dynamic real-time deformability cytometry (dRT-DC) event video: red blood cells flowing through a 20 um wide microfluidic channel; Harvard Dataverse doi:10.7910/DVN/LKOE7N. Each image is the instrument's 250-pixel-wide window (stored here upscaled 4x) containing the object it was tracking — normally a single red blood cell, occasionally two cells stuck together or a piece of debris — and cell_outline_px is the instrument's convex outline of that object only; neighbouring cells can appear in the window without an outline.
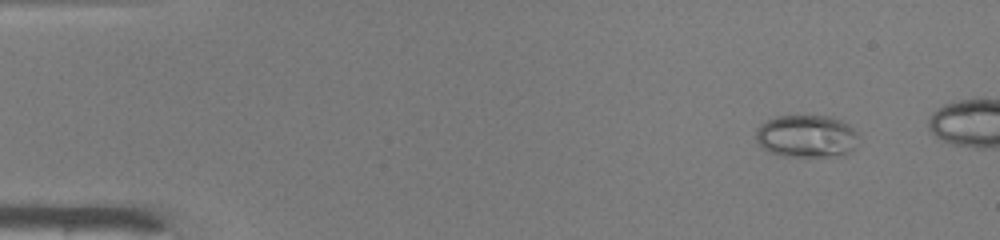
{"species": "common noctule bat (a hibernating species)", "species_latin": "Nyctalus noctula", "temperature_condition": "warm", "stored_images_in_passage": 41, "camera_frame_rate_fps": 3000, "um_per_image_px": 0.085, "animal": {"sex": "male", "body_mass_g": 19.0, "forearm_length_mm": 50.8}, "frame": {"image": 1, "passage_image": 2, "time_ms": 0.333, "image_size_px": [1000, 240], "cell_outline_px": [[856, 148], [848, 152], [824, 156], [780, 156], [764, 148], [756, 140], [756, 128], [760, 124], [776, 116], [828, 116], [840, 120], [848, 124], [856, 132]], "centroid_in_image_um": [68.52, 11.56], "position_along_channel_um": 16.5, "area_um2": 25.09}}
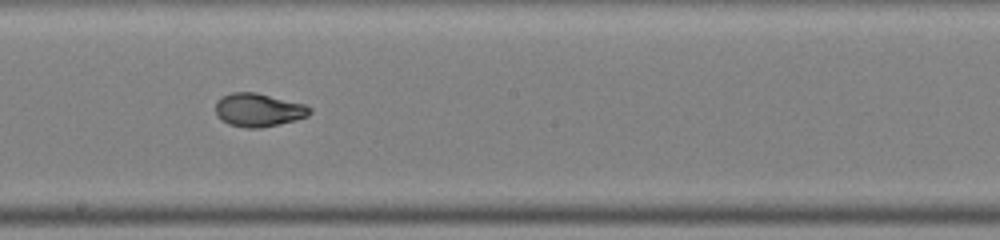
{"frame": {"image": 2, "passage_image": 25, "time_ms": 8.0, "image_size_px": [1000, 240], "cell_outline_px": [[312, 112], [308, 116], [296, 120], [260, 128], [248, 128], [228, 124], [220, 120], [216, 116], [216, 100], [232, 92], [256, 92], [304, 104], [312, 108]], "centroid_in_image_um": [21.96, 9.35], "position_along_channel_um": 226.2, "area_um2": 18.38}}
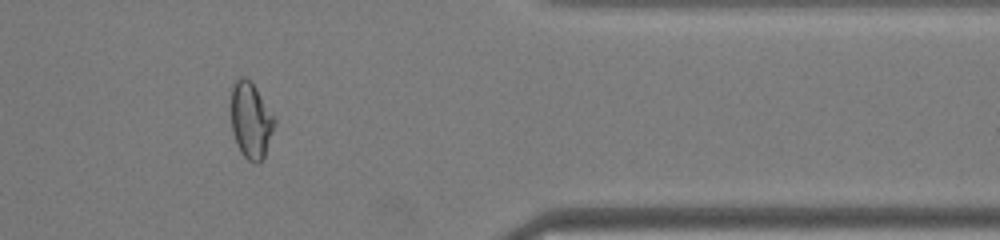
{"frame": {"image": 3, "passage_image": 38, "time_ms": 12.333, "image_size_px": [1000, 240], "cell_outline_px": [[276, 120], [264, 156], [260, 164], [256, 164], [248, 160], [240, 152], [236, 144], [232, 132], [232, 84], [240, 76], [244, 76], [256, 88], [276, 116]], "centroid_in_image_um": [21.33, 10.24], "position_along_channel_um": 390.1, "area_um2": 19.31}}